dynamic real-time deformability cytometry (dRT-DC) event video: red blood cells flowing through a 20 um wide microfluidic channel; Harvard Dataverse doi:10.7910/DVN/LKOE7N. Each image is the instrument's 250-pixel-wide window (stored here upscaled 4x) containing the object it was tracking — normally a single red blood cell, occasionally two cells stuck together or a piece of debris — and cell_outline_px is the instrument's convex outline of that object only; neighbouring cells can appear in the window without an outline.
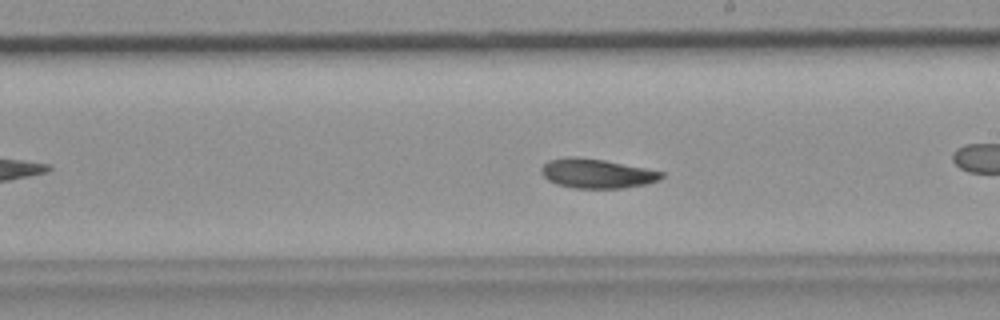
{"species": "common noctule bat (a hibernating species)", "species_latin": "Nyctalus noctula", "temperature_condition": "room temperature", "stored_images_in_passage": 15, "camera_frame_rate_fps": 3000, "um_per_image_px": 0.085, "animal": {"sex": "female", "body_mass_g": 19.9}, "frame": {"image": 1, "passage_image": 15, "time_ms": 4.667, "image_size_px": [1000, 320], "cell_outline_px": [[664, 176], [660, 180], [648, 184], [624, 188], [572, 188], [556, 184], [548, 180], [540, 172], [540, 168], [548, 160], [568, 156], [576, 156], [604, 160], [664, 172]], "centroid_in_image_um": [50.71, 14.75], "position_along_channel_um": 238.3, "area_um2": 20.75}}